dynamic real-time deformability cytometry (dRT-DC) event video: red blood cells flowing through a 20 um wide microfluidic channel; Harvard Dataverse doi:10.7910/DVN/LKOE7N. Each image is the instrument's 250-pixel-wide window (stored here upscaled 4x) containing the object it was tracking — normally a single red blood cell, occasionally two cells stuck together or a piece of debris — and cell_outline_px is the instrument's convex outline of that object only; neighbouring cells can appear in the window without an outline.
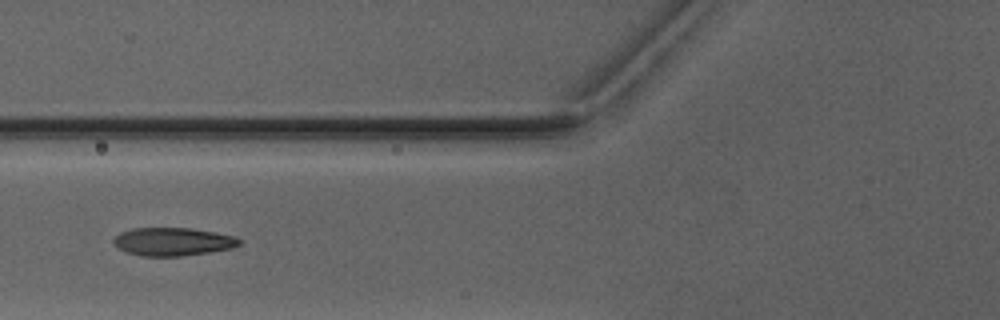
{"species": "Egyptian fruit bat (a non-hibernating species)", "species_latin": "Rousettus aegyptiacus", "temperature_condition": "warm", "stored_images_in_passage": 7, "camera_frame_rate_fps": 3000, "um_per_image_px": 0.085, "animal": {"sex": "male"}, "frame": {"image": 1, "passage_image": 6, "time_ms": 6.0, "image_size_px": [1000, 320], "cell_outline_px": [[240, 244], [232, 248], [208, 252], [180, 256], [140, 256], [124, 252], [116, 248], [112, 244], [112, 240], [120, 232], [132, 228], [192, 228], [216, 232], [236, 236], [240, 240]], "centroid_in_image_um": [14.64, 20.54], "position_along_channel_um": 111.2, "area_um2": 20.87}}
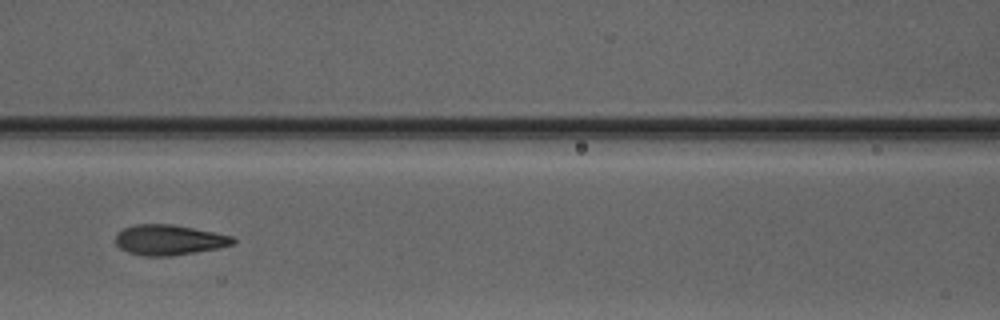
{"frame": {"image": 2, "passage_image": 7, "time_ms": 7.0, "image_size_px": [1000, 320], "cell_outline_px": [[236, 240], [232, 244], [216, 248], [172, 256], [144, 256], [128, 252], [120, 248], [116, 244], [116, 236], [124, 228], [136, 224], [172, 224], [232, 236]], "centroid_in_image_um": [14.34, 20.39], "position_along_channel_um": 152.3, "area_um2": 20.4}}